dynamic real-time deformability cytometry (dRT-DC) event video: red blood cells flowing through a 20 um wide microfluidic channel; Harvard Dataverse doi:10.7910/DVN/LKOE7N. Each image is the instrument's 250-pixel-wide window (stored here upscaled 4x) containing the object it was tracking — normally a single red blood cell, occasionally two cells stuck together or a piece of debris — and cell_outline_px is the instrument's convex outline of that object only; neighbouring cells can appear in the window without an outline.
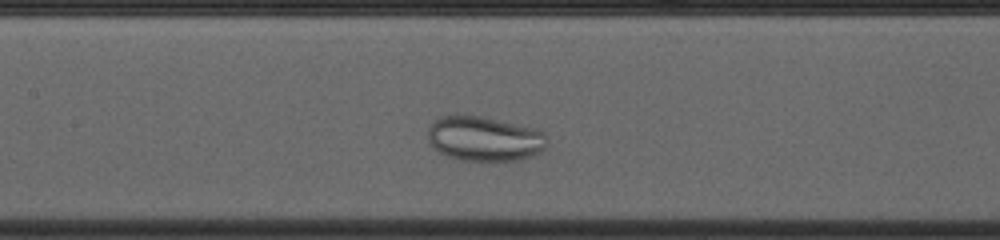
{"species": "common noctule bat (a hibernating species)", "species_latin": "Nyctalus noctula", "temperature_condition": "cold", "stored_images_in_passage": 35, "camera_frame_rate_fps": 3000, "um_per_image_px": 0.085, "animal": {"sex": "female", "body_mass_g": 23.0, "forearm_length_mm": 53.4}, "frame": {"image": 1, "passage_image": 15, "time_ms": 4.667, "image_size_px": [1000, 240], "cell_outline_px": [[548, 144], [540, 152], [532, 156], [520, 160], [464, 160], [448, 156], [432, 148], [428, 140], [428, 128], [440, 116], [480, 116], [536, 128], [544, 132]], "centroid_in_image_um": [41.2, 11.79], "position_along_channel_um": 166.2, "area_um2": 30.92}}
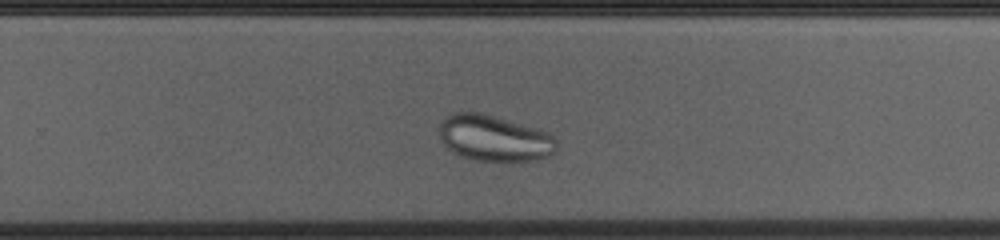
{"frame": {"image": 2, "passage_image": 25, "time_ms": 8.0, "image_size_px": [1000, 240], "cell_outline_px": [[556, 152], [548, 156], [536, 160], [476, 160], [460, 156], [452, 152], [440, 140], [440, 124], [452, 112], [480, 112], [536, 128], [548, 132], [556, 140]], "centroid_in_image_um": [42.01, 11.74], "position_along_channel_um": 287.8, "area_um2": 31.21}}
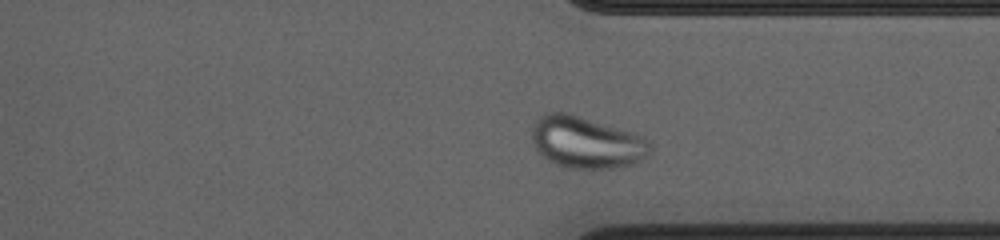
{"frame": {"image": 3, "passage_image": 31, "time_ms": 10.0, "image_size_px": [1000, 240], "cell_outline_px": [[652, 152], [648, 156], [632, 164], [620, 168], [564, 168], [548, 160], [536, 148], [532, 140], [532, 128], [536, 120], [544, 112], [568, 112], [632, 132], [648, 140], [652, 144]], "centroid_in_image_um": [49.86, 12.1], "position_along_channel_um": 361.5, "area_um2": 35.84}}